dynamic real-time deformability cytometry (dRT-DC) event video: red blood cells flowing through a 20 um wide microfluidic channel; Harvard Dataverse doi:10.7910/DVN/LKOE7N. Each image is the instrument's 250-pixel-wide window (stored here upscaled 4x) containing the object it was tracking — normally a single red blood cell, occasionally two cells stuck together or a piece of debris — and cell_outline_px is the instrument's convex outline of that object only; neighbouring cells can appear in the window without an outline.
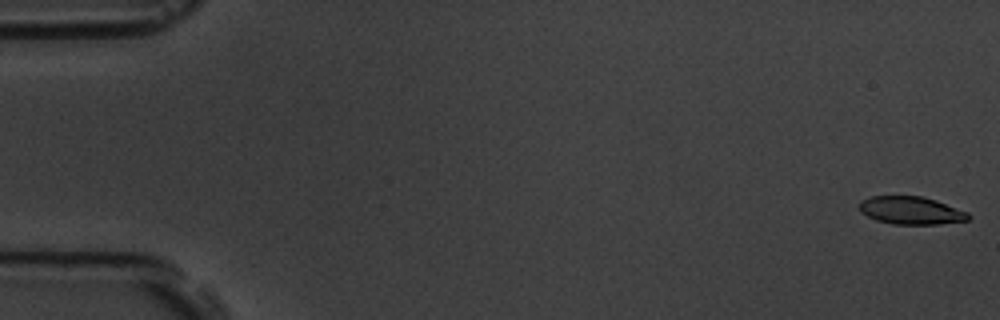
{"species": "common noctule bat (a hibernating species)", "species_latin": "Nyctalus noctula", "temperature_condition": "room temperature", "stored_images_in_passage": 3, "camera_frame_rate_fps": 3000, "um_per_image_px": 0.085, "animal": {"sex": "male", "body_mass_g": 19.5, "forearm_length_mm": 54.6}, "frame": {"image": 1, "passage_image": 1, "time_ms": 0.0, "image_size_px": [1000, 320], "cell_outline_px": [[972, 216], [968, 220], [936, 224], [892, 224], [876, 220], [860, 212], [860, 200], [868, 196], [924, 196], [936, 200], [968, 212]], "centroid_in_image_um": [77.43, 17.88], "position_along_channel_um": 7.6, "area_um2": 17.74}}